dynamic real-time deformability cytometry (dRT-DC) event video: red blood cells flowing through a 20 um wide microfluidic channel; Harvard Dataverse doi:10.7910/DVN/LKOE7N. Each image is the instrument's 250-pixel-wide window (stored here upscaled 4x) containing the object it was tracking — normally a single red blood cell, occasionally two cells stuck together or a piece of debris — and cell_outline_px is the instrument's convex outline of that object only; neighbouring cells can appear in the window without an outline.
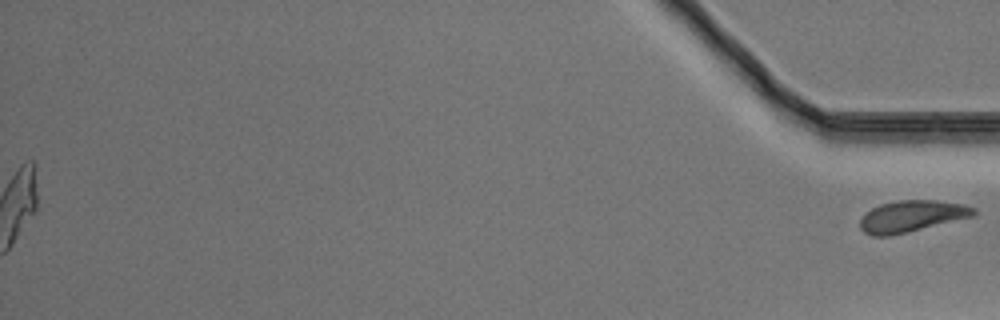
{"species": "Egyptian fruit bat (a non-hibernating species)", "species_latin": "Rousettus aegyptiacus", "temperature_condition": "warm", "stored_images_in_passage": 52, "segment_of_instrument_passage": [2, 2], "camera_frame_rate_fps": 3000, "um_per_image_px": 0.085, "animal": {"sex": "male"}, "frame": {"image": 1, "passage_image": 52, "time_ms": 17.0, "image_size_px": [1000, 320], "cell_outline_px": [[976, 212], [972, 216], [908, 232], [888, 236], [872, 236], [864, 232], [860, 228], [860, 220], [864, 212], [880, 204], [896, 200], [936, 200], [964, 204], [976, 208]], "centroid_in_image_um": [77.45, 18.37], "position_along_channel_um": 357.7, "area_um2": 20.87}}